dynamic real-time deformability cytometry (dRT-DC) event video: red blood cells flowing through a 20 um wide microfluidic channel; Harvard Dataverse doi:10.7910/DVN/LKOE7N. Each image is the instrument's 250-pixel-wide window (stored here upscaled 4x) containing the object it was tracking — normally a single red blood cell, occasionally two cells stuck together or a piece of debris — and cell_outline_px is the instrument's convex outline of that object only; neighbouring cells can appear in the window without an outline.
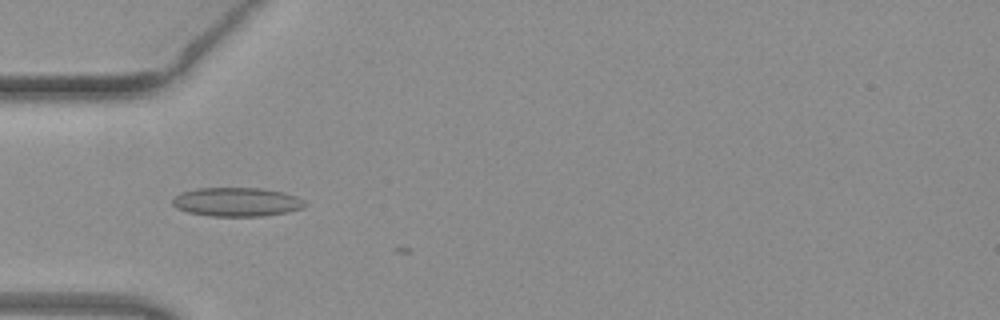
{"species": "common noctule bat (a hibernating species)", "species_latin": "Nyctalus noctula", "temperature_condition": "warm", "stored_images_in_passage": 8, "camera_frame_rate_fps": 3000, "um_per_image_px": 0.085, "animal": {"sex": "female", "body_mass_g": 19.3, "forearm_length_mm": 54.1}, "frame": {"image": 1, "passage_image": 3, "time_ms": 0.667, "image_size_px": [1000, 320], "cell_outline_px": [[308, 204], [304, 208], [288, 212], [260, 216], [208, 216], [188, 212], [176, 208], [172, 204], [172, 200], [176, 196], [184, 192], [196, 188], [260, 188], [284, 192], [296, 196], [304, 200]], "centroid_in_image_um": [20.16, 17.17], "position_along_channel_um": 64.8, "area_um2": 22.37}}
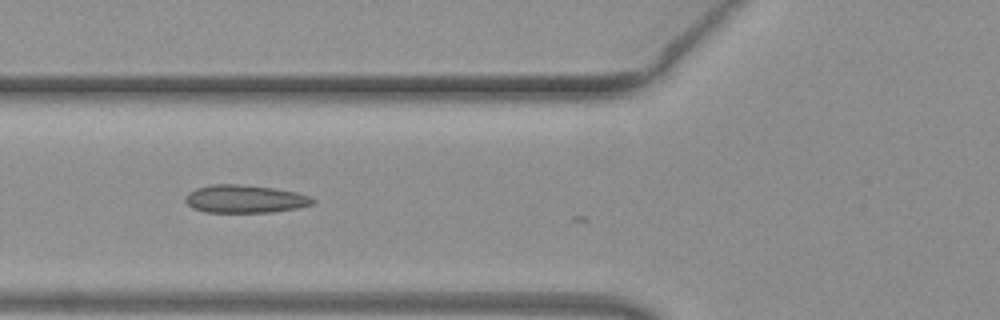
{"frame": {"image": 2, "passage_image": 6, "time_ms": 1.667, "image_size_px": [1000, 320], "cell_outline_px": [[316, 200], [312, 204], [296, 208], [272, 212], [204, 212], [192, 208], [184, 200], [184, 196], [188, 192], [196, 188], [212, 184], [240, 184], [272, 188], [296, 192], [308, 196]], "centroid_in_image_um": [20.76, 16.91], "position_along_channel_um": 105.0, "area_um2": 20.69}}